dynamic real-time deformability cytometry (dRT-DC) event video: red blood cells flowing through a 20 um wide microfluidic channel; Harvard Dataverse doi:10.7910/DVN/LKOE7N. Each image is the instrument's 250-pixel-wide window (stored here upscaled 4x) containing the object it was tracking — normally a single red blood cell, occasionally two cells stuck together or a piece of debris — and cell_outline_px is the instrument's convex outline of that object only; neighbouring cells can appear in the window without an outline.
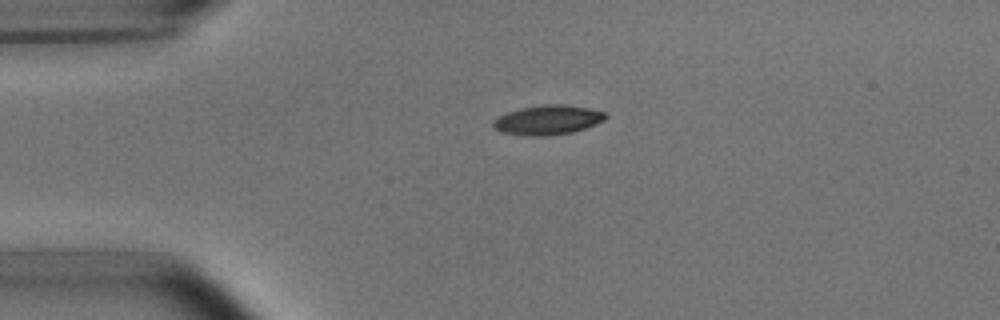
{"species": "common noctule bat (a hibernating species)", "species_latin": "Nyctalus noctula", "temperature_condition": "room temperature", "stored_images_in_passage": 1, "camera_frame_rate_fps": 3000, "um_per_image_px": 0.085, "animal": {"sex": "male", "body_mass_g": 15.6}, "frame": {"image": 1, "passage_image": 1, "time_ms": 0.0, "image_size_px": [1000, 320], "cell_outline_px": [[608, 116], [604, 120], [584, 128], [572, 132], [548, 136], [528, 136], [500, 132], [492, 124], [492, 120], [508, 112], [520, 108], [552, 104], [564, 104], [588, 108], [604, 112]], "centroid_in_image_um": [46.55, 10.2], "position_along_channel_um": 38.5, "area_um2": 19.13}}